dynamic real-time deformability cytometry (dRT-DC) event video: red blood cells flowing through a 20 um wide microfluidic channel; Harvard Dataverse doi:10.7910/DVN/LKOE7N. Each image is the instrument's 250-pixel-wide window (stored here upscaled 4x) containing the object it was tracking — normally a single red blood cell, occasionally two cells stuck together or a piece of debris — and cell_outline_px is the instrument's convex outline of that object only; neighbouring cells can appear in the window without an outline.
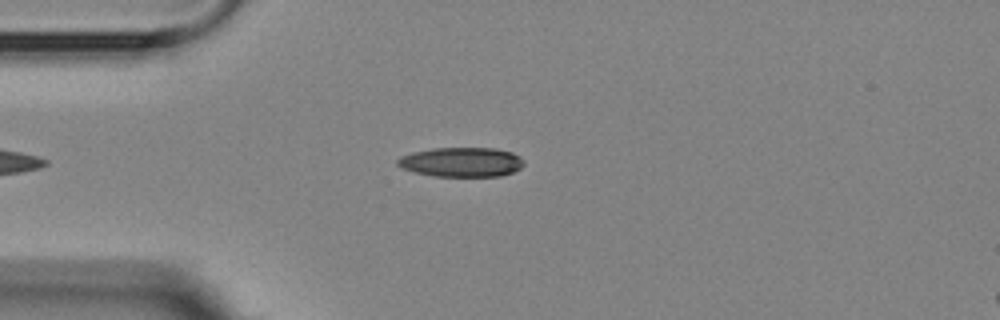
{"species": "Egyptian fruit bat (a non-hibernating species)", "species_latin": "Rousettus aegyptiacus", "temperature_condition": "room temperature", "stored_images_in_passage": 3, "camera_frame_rate_fps": 3000, "um_per_image_px": 0.085, "animal": {"sex": "female"}, "frame": {"image": 1, "passage_image": 3, "time_ms": 2.0, "image_size_px": [1000, 320], "cell_outline_px": [[524, 164], [520, 168], [512, 172], [500, 176], [436, 176], [416, 172], [404, 168], [396, 164], [396, 160], [400, 156], [412, 152], [432, 148], [496, 148], [512, 152], [520, 156], [524, 160]], "centroid_in_image_um": [39.24, 13.76], "position_along_channel_um": 45.8, "area_um2": 21.73}}